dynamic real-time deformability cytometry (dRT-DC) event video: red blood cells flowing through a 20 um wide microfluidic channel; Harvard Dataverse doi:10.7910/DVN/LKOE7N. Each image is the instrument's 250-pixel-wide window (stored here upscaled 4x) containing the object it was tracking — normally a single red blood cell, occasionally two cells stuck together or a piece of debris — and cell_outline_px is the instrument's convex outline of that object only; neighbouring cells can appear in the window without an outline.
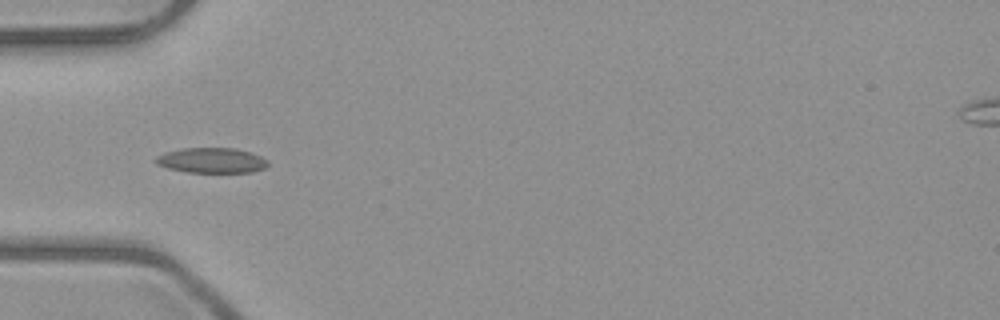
{"species": "common noctule bat (a hibernating species)", "species_latin": "Nyctalus noctula", "temperature_condition": "room temperature", "stored_images_in_passage": 8, "camera_frame_rate_fps": 3000, "um_per_image_px": 0.085, "animal": {"sex": "male", "body_mass_g": 23.1, "forearm_length_mm": 52.7}, "frame": {"image": 1, "passage_image": 4, "time_ms": 4.333, "image_size_px": [1000, 320], "cell_outline_px": [[268, 164], [264, 168], [252, 172], [188, 172], [168, 168], [156, 164], [152, 160], [156, 156], [164, 152], [184, 148], [236, 148], [252, 152], [268, 160]], "centroid_in_image_um": [17.97, 13.62], "position_along_channel_um": 67.0, "area_um2": 16.59}}
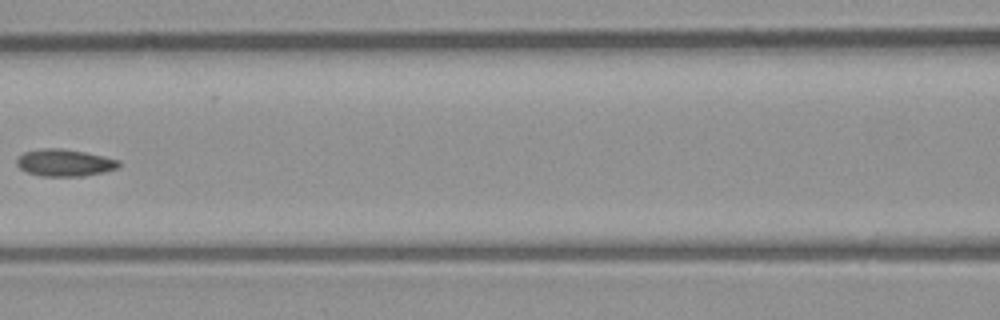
{"frame": {"image": 2, "passage_image": 6, "time_ms": 6.667, "image_size_px": [1000, 320], "cell_outline_px": [[120, 168], [104, 172], [84, 176], [40, 176], [28, 172], [20, 168], [16, 164], [16, 160], [24, 152], [44, 148], [60, 148], [84, 152], [104, 156], [120, 160]], "centroid_in_image_um": [5.53, 13.84], "position_along_channel_um": 161.1, "area_um2": 16.13}}
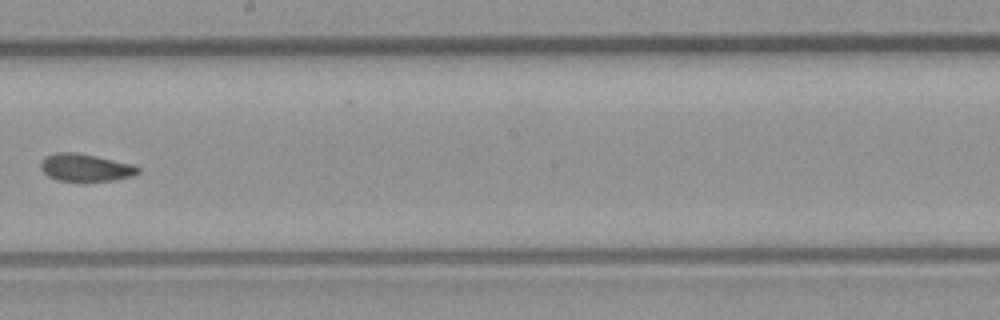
{"frame": {"image": 3, "passage_image": 8, "time_ms": 8.667, "image_size_px": [1000, 320], "cell_outline_px": [[140, 172], [132, 176], [116, 180], [84, 184], [56, 180], [48, 176], [40, 168], [40, 164], [48, 156], [56, 152], [76, 152], [96, 156], [132, 164], [140, 168]], "centroid_in_image_um": [7.28, 14.3], "position_along_channel_um": 240.9, "area_um2": 16.18}}